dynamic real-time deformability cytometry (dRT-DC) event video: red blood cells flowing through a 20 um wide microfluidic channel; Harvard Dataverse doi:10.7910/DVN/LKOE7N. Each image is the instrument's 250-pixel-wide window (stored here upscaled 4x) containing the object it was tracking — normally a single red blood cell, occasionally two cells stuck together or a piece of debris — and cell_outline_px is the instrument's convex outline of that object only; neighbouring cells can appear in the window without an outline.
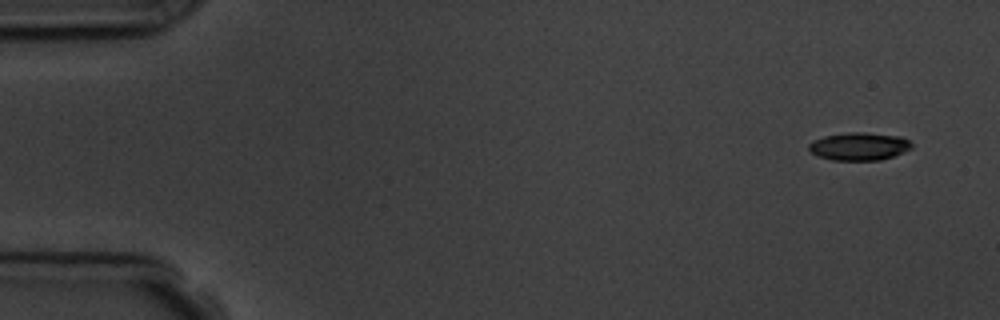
{"species": "common noctule bat (a hibernating species)", "species_latin": "Nyctalus noctula", "temperature_condition": "room temperature", "stored_images_in_passage": 6, "camera_frame_rate_fps": 3000, "um_per_image_px": 0.085, "animal": {"sex": "male", "body_mass_g": 19.5, "forearm_length_mm": 54.6}, "frame": {"image": 1, "passage_image": 1, "time_ms": 0.0, "image_size_px": [1000, 320], "cell_outline_px": [[912, 148], [892, 156], [880, 160], [832, 160], [816, 156], [808, 148], [808, 144], [812, 140], [824, 136], [848, 132], [864, 132], [900, 136], [908, 140], [912, 144]], "centroid_in_image_um": [72.99, 12.43], "position_along_channel_um": 12.0, "area_um2": 16.7}}